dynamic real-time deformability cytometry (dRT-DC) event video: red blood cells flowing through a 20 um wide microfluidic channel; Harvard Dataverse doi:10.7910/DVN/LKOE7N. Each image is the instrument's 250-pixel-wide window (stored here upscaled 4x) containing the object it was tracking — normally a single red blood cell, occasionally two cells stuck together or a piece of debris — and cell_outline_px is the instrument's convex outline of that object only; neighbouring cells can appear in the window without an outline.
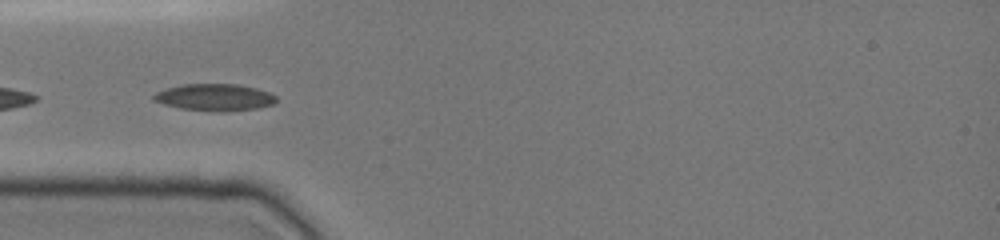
{"species": "common noctule bat (a hibernating species)", "species_latin": "Nyctalus noctula", "temperature_condition": "cold", "stored_images_in_passage": 37, "camera_frame_rate_fps": 3000, "um_per_image_px": 0.085, "animal": {"sex": "female", "body_mass_g": 19.0, "forearm_length_mm": 51.5}, "frame": {"image": 1, "passage_image": 8, "time_ms": 2.333, "image_size_px": [1000, 240], "cell_outline_px": [[276, 100], [272, 104], [256, 108], [224, 112], [220, 112], [180, 108], [164, 104], [152, 100], [152, 96], [156, 92], [180, 84], [236, 84], [256, 88], [268, 92], [276, 96]], "centroid_in_image_um": [18.22, 8.27], "position_along_channel_um": 66.8, "area_um2": 19.13}}
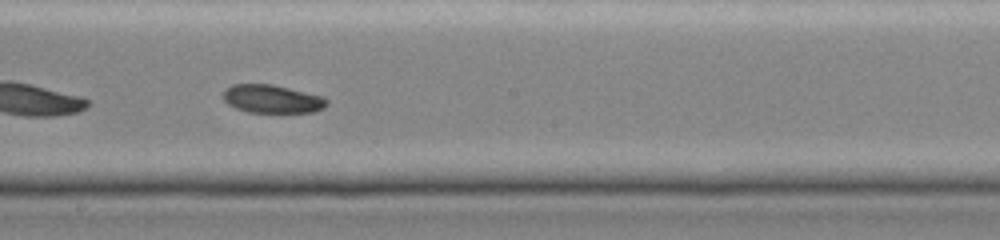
{"frame": {"image": 2, "passage_image": 20, "time_ms": 6.333, "image_size_px": [1000, 240], "cell_outline_px": [[328, 104], [324, 108], [312, 112], [248, 112], [236, 108], [228, 104], [224, 100], [224, 92], [232, 84], [272, 84], [324, 96], [328, 100]], "centroid_in_image_um": [23.17, 8.41], "position_along_channel_um": 225.0, "area_um2": 16.99}}
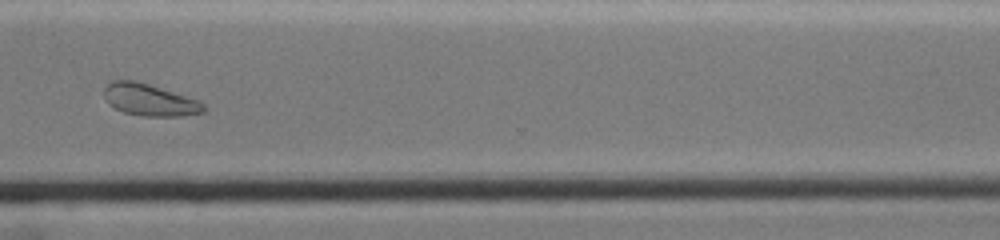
{"frame": {"image": 3, "passage_image": 30, "time_ms": 9.667, "image_size_px": [1000, 240], "cell_outline_px": [[204, 112], [184, 116], [140, 116], [124, 112], [108, 104], [104, 96], [104, 88], [108, 80], [136, 80], [200, 100], [204, 104]], "centroid_in_image_um": [12.69, 8.48], "position_along_channel_um": 357.9, "area_um2": 18.73}}